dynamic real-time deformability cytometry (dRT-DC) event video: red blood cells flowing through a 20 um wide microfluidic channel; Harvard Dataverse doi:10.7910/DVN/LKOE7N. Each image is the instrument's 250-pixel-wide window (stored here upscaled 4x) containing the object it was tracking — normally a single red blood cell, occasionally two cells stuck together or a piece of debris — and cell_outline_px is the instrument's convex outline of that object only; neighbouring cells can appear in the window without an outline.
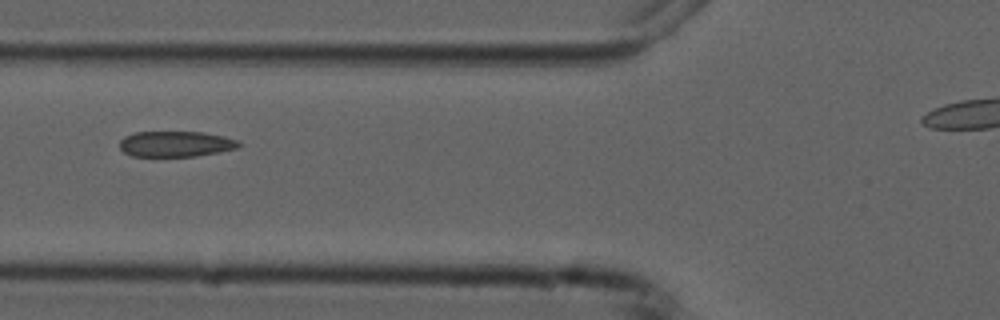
{"species": "common noctule bat (a hibernating species)", "species_latin": "Nyctalus noctula", "temperature_condition": "cold", "stored_images_in_passage": 8, "segment_of_instrument_passage": [1, 2], "camera_frame_rate_fps": 3000, "um_per_image_px": 0.085, "animal": {"sex": "male", "forearm_length_mm": 52.5}, "frame": {"image": 1, "passage_image": 6, "time_ms": 6.0, "image_size_px": [1000, 320], "cell_outline_px": [[244, 144], [240, 148], [196, 156], [132, 156], [124, 152], [120, 148], [120, 140], [124, 136], [136, 132], [204, 132], [224, 136], [240, 140]], "centroid_in_image_um": [15.0, 12.23], "position_along_channel_um": 110.8, "area_um2": 18.03}}
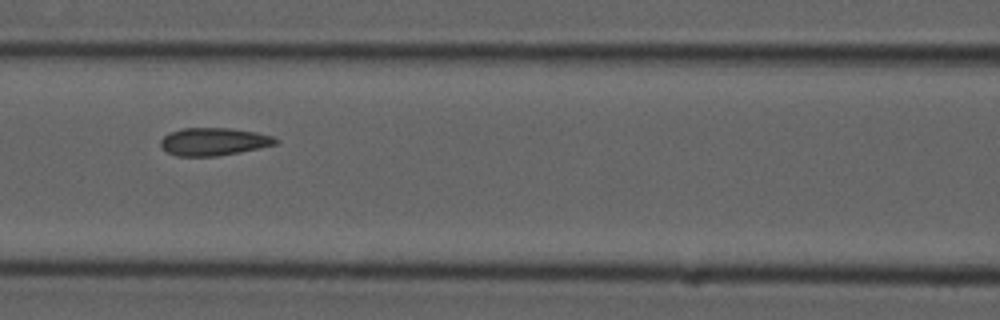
{"frame": {"image": 2, "passage_image": 7, "time_ms": 7.0, "image_size_px": [1000, 320], "cell_outline_px": [[280, 140], [276, 144], [260, 148], [240, 152], [216, 156], [176, 156], [168, 152], [160, 144], [160, 140], [164, 136], [172, 132], [184, 128], [228, 128], [256, 132], [272, 136]], "centroid_in_image_um": [18.19, 12.04], "position_along_channel_um": 148.4, "area_um2": 18.44}}